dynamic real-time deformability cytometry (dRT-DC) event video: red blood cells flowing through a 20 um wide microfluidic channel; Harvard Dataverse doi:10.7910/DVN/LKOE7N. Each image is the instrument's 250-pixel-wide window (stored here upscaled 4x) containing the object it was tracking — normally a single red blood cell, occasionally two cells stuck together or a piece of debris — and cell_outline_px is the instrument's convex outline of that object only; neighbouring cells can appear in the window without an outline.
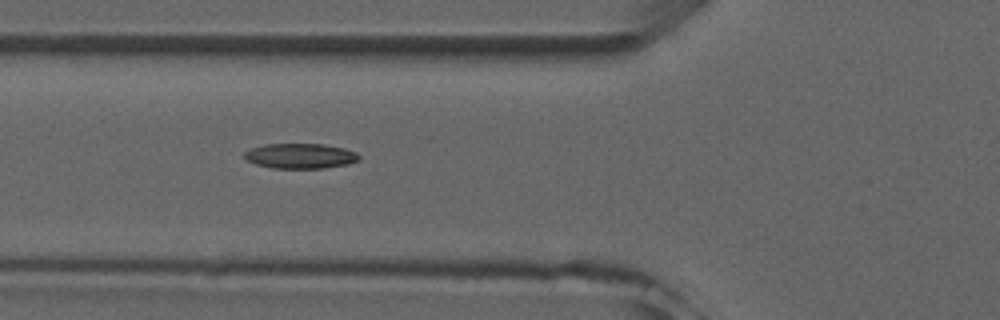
{"species": "common noctule bat (a hibernating species)", "species_latin": "Nyctalus noctula", "temperature_condition": "room temperature", "stored_images_in_passage": 4, "camera_frame_rate_fps": 3000, "um_per_image_px": 0.085, "animal": {"sex": "male", "forearm_length_mm": 52.5}, "frame": {"image": 1, "passage_image": 4, "time_ms": 3.333, "image_size_px": [1000, 320], "cell_outline_px": [[360, 160], [348, 164], [324, 168], [272, 168], [256, 164], [248, 160], [244, 156], [244, 152], [252, 148], [264, 144], [324, 144], [344, 148], [356, 152], [360, 156]], "centroid_in_image_um": [25.56, 13.25], "position_along_channel_um": 100.2, "area_um2": 16.76}}